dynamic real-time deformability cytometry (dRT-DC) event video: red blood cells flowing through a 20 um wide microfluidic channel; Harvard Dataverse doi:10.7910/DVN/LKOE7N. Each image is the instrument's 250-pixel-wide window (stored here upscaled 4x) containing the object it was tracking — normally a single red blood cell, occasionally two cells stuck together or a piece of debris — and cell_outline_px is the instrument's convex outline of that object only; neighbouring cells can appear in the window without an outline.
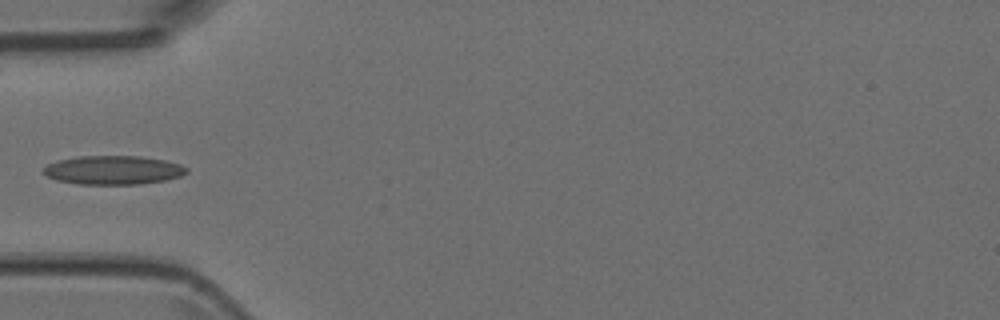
{"species": "Egyptian fruit bat (a non-hibernating species)", "species_latin": "Rousettus aegyptiacus", "temperature_condition": "room temperature", "stored_images_in_passage": 5, "camera_frame_rate_fps": 3000, "um_per_image_px": 0.085, "animal": {"sex": "female"}, "frame": {"image": 1, "passage_image": 4, "time_ms": 1.0, "image_size_px": [1000, 320], "cell_outline_px": [[188, 172], [180, 176], [164, 180], [140, 184], [80, 184], [56, 180], [40, 172], [48, 164], [56, 160], [76, 156], [140, 156], [168, 160], [180, 164], [188, 168]], "centroid_in_image_um": [9.62, 14.44], "position_along_channel_um": 75.4, "area_um2": 24.22}}
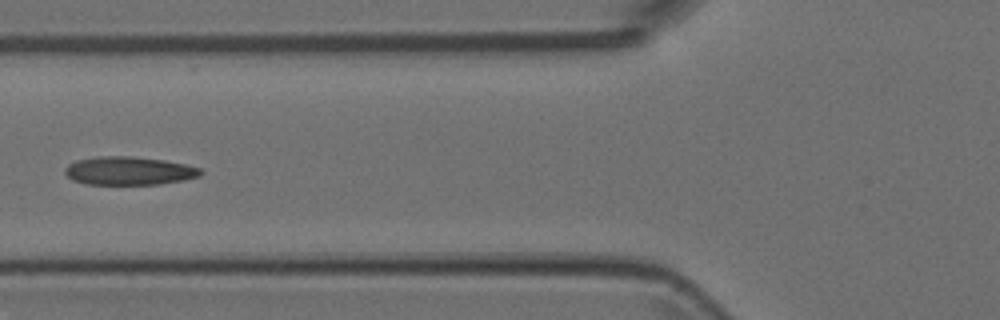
{"frame": {"image": 2, "passage_image": 5, "time_ms": 1.333, "image_size_px": [1000, 320], "cell_outline_px": [[204, 172], [200, 176], [184, 180], [160, 184], [84, 184], [72, 180], [64, 172], [64, 168], [68, 164], [76, 160], [96, 156], [132, 156], [164, 160], [184, 164], [200, 168]], "centroid_in_image_um": [10.95, 14.52], "position_along_channel_um": 114.9, "area_um2": 22.54}}